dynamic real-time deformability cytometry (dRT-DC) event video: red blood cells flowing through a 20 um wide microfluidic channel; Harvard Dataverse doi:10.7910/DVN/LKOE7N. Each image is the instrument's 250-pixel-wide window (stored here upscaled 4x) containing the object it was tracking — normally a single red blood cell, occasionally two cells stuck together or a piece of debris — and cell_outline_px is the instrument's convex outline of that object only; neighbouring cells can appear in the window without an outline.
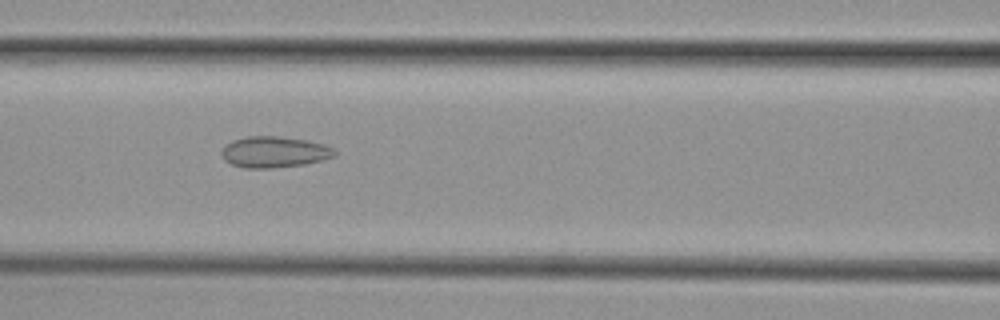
{"species": "common noctule bat (a hibernating species)", "species_latin": "Nyctalus noctula", "temperature_condition": "cold", "stored_images_in_passage": 54, "camera_frame_rate_fps": 3000, "um_per_image_px": 0.085, "animal": {"sex": "female", "body_mass_g": 29.2, "forearm_length_mm": 56.3}, "frame": {"image": 1, "passage_image": 23, "time_ms": 7.333, "image_size_px": [1000, 320], "cell_outline_px": [[336, 156], [304, 164], [272, 168], [244, 168], [232, 164], [224, 160], [220, 152], [232, 140], [248, 136], [276, 136], [304, 140], [320, 144], [332, 148], [336, 152]], "centroid_in_image_um": [23.27, 12.93], "position_along_channel_um": 143.3, "area_um2": 20.17}}
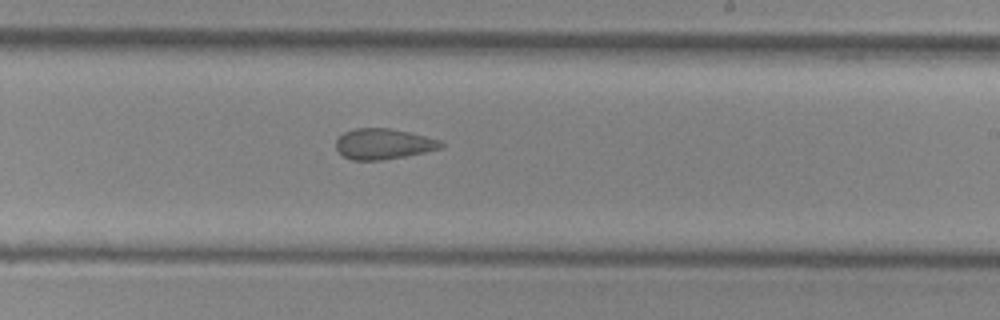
{"frame": {"image": 2, "passage_image": 32, "time_ms": 10.333, "image_size_px": [1000, 320], "cell_outline_px": [[444, 148], [384, 160], [352, 160], [344, 156], [336, 148], [336, 140], [344, 132], [356, 128], [392, 128], [440, 140], [444, 144]], "centroid_in_image_um": [32.6, 12.23], "position_along_channel_um": 256.4, "area_um2": 18.67}}
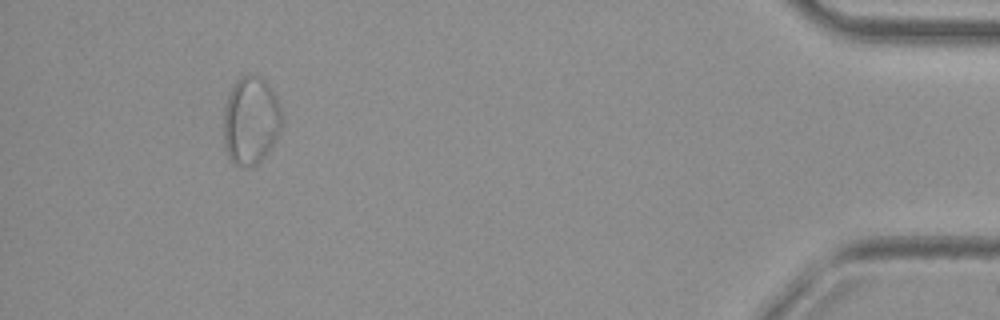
{"frame": {"image": 3, "passage_image": 50, "time_ms": 16.333, "image_size_px": [1000, 320], "cell_outline_px": [[284, 120], [276, 140], [264, 156], [256, 164], [244, 168], [236, 164], [228, 156], [224, 148], [224, 104], [228, 92], [236, 80], [240, 76], [248, 72], [260, 76], [272, 88], [284, 112]], "centroid_in_image_um": [21.33, 10.19], "position_along_channel_um": 413.9, "area_um2": 30.69}, "authors_computed_cell_mechanics": {"area_um2": 24.4494, "velocity_mm_per_s": 3.7809, "shape_relaxation_time_tau1_ms": null, "shape_relaxation_time_tau2_ms": 2.1413, "deformation_change_tau1": null, "deformation_change_tau2": 0.0821}}